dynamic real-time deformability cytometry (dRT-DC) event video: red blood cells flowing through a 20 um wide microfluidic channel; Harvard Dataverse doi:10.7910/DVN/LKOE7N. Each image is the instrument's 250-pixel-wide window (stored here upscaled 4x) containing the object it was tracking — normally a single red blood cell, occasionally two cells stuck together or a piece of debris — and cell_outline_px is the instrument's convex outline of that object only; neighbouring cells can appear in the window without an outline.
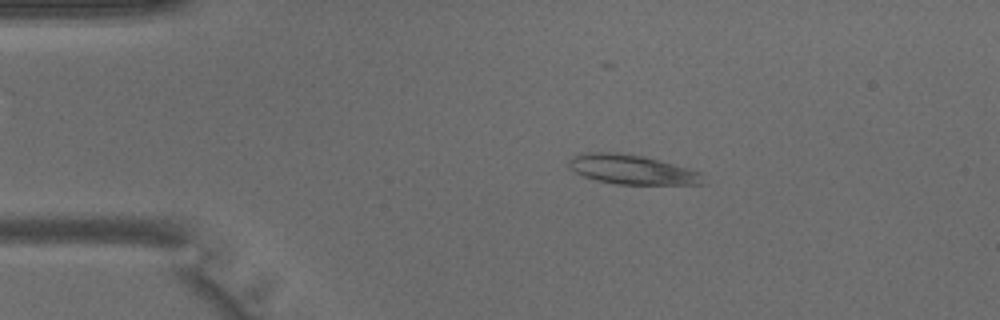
{"species": "common noctule bat (a hibernating species)", "species_latin": "Nyctalus noctula", "temperature_condition": "warm", "stored_images_in_passage": 2, "camera_frame_rate_fps": 3000, "um_per_image_px": 0.085, "animal": {"sex": "male", "body_mass_g": 15.6}, "frame": {"image": 1, "passage_image": 1, "time_ms": 0.0, "image_size_px": [1000, 320], "cell_outline_px": [[708, 184], [616, 184], [596, 180], [584, 176], [568, 168], [568, 160], [572, 156], [580, 152], [616, 152], [644, 156], [660, 160], [688, 168], [700, 172]], "centroid_in_image_um": [53.7, 14.4], "position_along_channel_um": 31.3, "area_um2": 23.29}}